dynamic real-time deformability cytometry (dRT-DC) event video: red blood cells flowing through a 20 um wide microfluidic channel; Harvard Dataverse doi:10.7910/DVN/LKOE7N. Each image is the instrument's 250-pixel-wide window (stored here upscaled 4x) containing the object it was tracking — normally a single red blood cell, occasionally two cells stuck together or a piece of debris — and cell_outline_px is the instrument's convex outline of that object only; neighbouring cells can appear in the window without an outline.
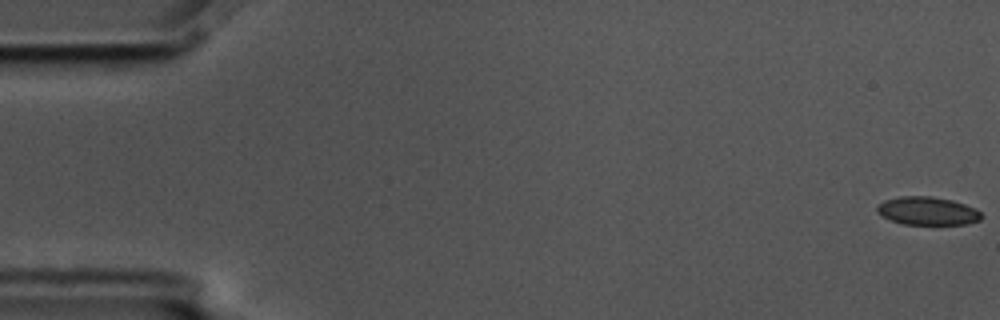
{"species": "common noctule bat (a hibernating species)", "species_latin": "Nyctalus noctula", "temperature_condition": "cold", "stored_images_in_passage": 57, "camera_frame_rate_fps": 3000, "um_per_image_px": 0.085, "animal": {"sex": "male", "body_mass_g": 17.5, "forearm_length_mm": 52.3}, "frame": {"image": 1, "passage_image": 1, "time_ms": 0.0, "image_size_px": [1000, 320], "cell_outline_px": [[980, 220], [964, 224], [904, 224], [892, 220], [876, 212], [876, 208], [884, 200], [900, 196], [932, 196], [952, 200], [976, 208], [980, 212]], "centroid_in_image_um": [78.83, 17.92], "position_along_channel_um": 6.2, "area_um2": 16.94}}
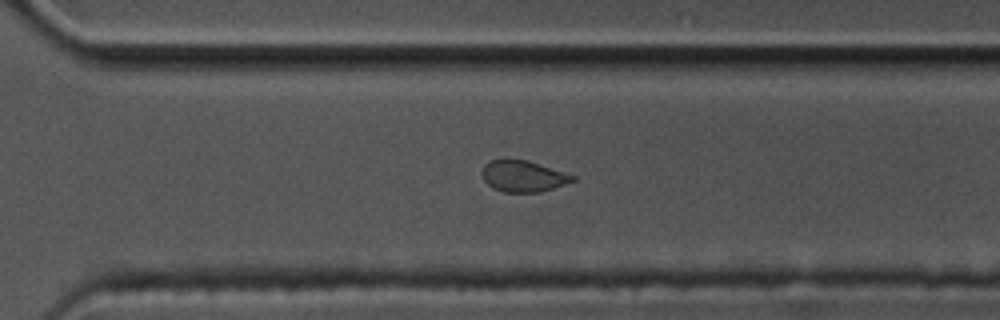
{"frame": {"image": 2, "passage_image": 40, "time_ms": 13.0, "image_size_px": [1000, 320], "cell_outline_px": [[576, 180], [540, 192], [504, 192], [492, 188], [484, 180], [484, 164], [492, 160], [528, 160], [576, 176]], "centroid_in_image_um": [44.5, 14.98], "position_along_channel_um": 326.1, "area_um2": 16.18}}
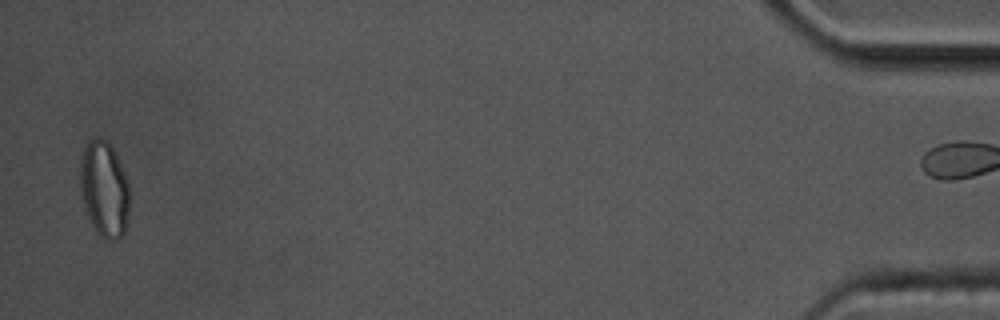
{"frame": {"image": 3, "passage_image": 56, "time_ms": 18.333, "image_size_px": [1000, 320], "cell_outline_px": [[128, 216], [124, 232], [120, 240], [104, 240], [100, 236], [92, 224], [88, 216], [80, 188], [80, 172], [84, 148], [88, 140], [92, 136], [100, 136], [108, 140], [124, 172], [128, 184]], "centroid_in_image_um": [8.86, 16.06], "position_along_channel_um": 426.3, "area_um2": 27.46}, "authors_computed_cell_mechanics": {"area_um2": 17.5712, "velocity_mm_per_s": 3.5663, "shape_relaxation_time_tau1_ms": null, "shape_relaxation_time_tau2_ms": 2.3125, "deformation_change_tau1": null, "deformation_change_tau2": 0.053}}